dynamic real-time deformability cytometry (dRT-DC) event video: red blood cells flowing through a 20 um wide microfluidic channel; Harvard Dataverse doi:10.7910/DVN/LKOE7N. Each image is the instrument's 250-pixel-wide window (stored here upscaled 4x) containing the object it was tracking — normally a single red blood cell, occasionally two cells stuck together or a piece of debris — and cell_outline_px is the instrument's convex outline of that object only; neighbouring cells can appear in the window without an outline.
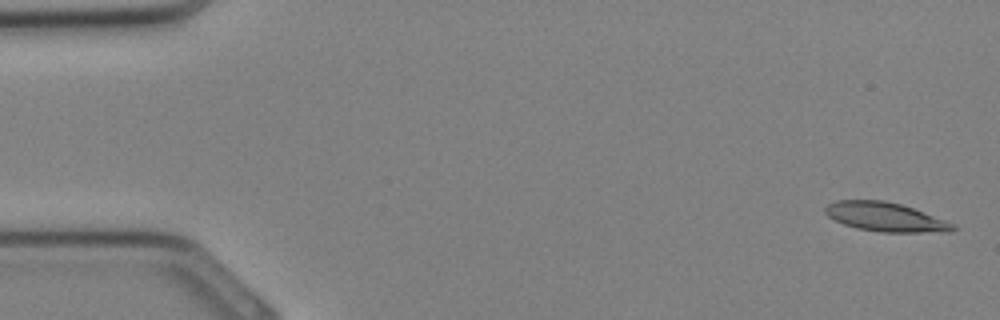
{"species": "Egyptian fruit bat (a non-hibernating species)", "species_latin": "Rousettus aegyptiacus", "temperature_condition": "cold", "stored_images_in_passage": 18, "camera_frame_rate_fps": 3000, "um_per_image_px": 0.085, "animal": {"sex": "female"}, "frame": {"image": 1, "passage_image": 1, "time_ms": 0.0, "image_size_px": [1000, 320], "cell_outline_px": [[956, 228], [952, 232], [880, 232], [856, 228], [844, 224], [828, 216], [824, 212], [824, 208], [828, 204], [836, 200], [884, 200], [900, 204], [912, 208], [956, 224]], "centroid_in_image_um": [75.26, 18.44], "position_along_channel_um": 9.7, "area_um2": 21.56}}
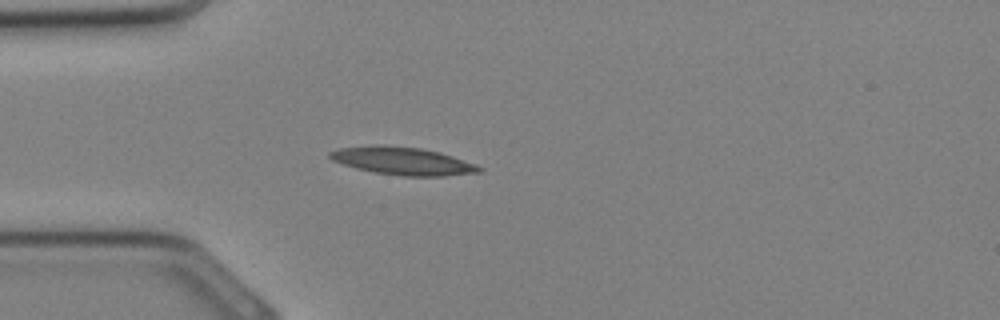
{"frame": {"image": 2, "passage_image": 9, "time_ms": 2.667, "image_size_px": [1000, 320], "cell_outline_px": [[484, 168], [480, 172], [444, 176], [404, 176], [376, 172], [356, 168], [332, 160], [328, 156], [328, 152], [340, 148], [372, 144], [388, 144], [420, 148], [440, 152], [476, 164]], "centroid_in_image_um": [34.22, 13.66], "position_along_channel_um": 50.8, "area_um2": 24.28}}
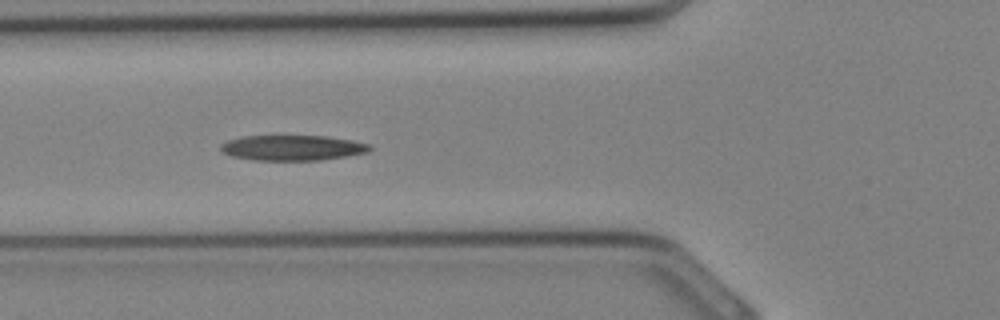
{"frame": {"image": 3, "passage_image": 12, "time_ms": 3.667, "image_size_px": [1000, 320], "cell_outline_px": [[372, 148], [368, 152], [320, 160], [252, 160], [232, 156], [224, 152], [220, 148], [220, 144], [228, 140], [240, 136], [328, 136], [352, 140], [368, 144]], "centroid_in_image_um": [24.83, 12.56], "position_along_channel_um": 101.0, "area_um2": 21.91}}